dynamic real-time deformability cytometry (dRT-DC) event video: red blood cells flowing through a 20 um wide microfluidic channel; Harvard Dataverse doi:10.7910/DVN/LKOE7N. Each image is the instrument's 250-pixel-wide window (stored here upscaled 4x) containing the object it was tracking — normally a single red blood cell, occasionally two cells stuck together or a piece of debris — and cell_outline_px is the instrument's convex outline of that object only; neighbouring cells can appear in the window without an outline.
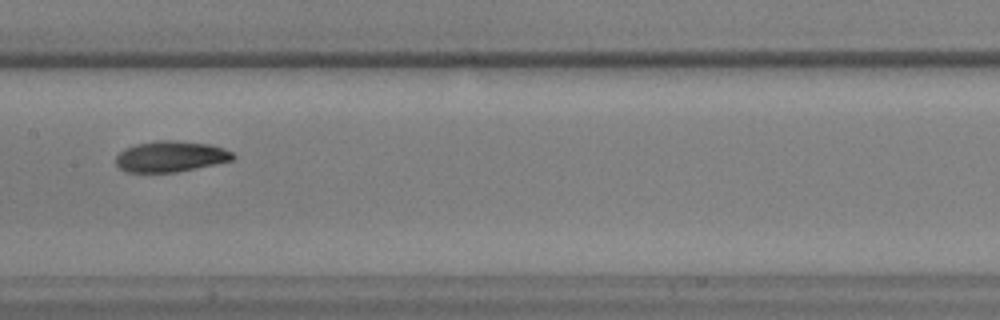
{"species": "common noctule bat (a hibernating species)", "species_latin": "Nyctalus noctula", "temperature_condition": "warm", "stored_images_in_passage": 34, "camera_frame_rate_fps": 3000, "um_per_image_px": 0.085, "animal": {"sex": "male", "body_mass_g": 17.9, "forearm_length_mm": 54.2}, "frame": {"image": 1, "passage_image": 14, "time_ms": 4.333, "image_size_px": [1000, 320], "cell_outline_px": [[236, 156], [232, 160], [216, 164], [176, 172], [128, 172], [120, 168], [116, 164], [116, 156], [124, 148], [136, 144], [156, 140], [176, 140], [208, 144], [224, 148], [232, 152]], "centroid_in_image_um": [14.5, 13.29], "position_along_channel_um": 192.9, "area_um2": 21.1}}
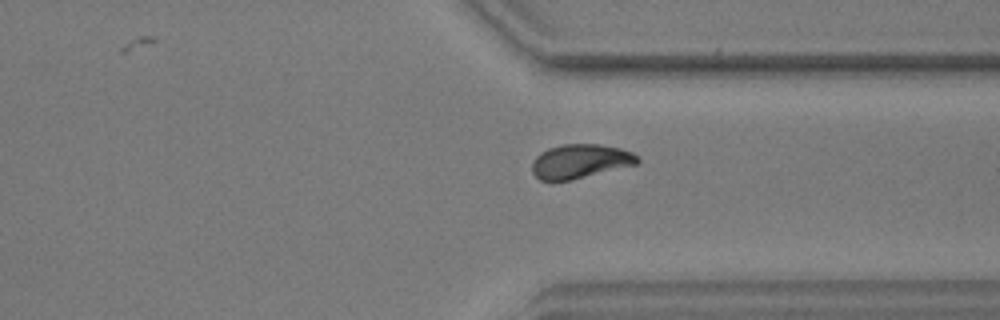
{"frame": {"image": 2, "passage_image": 26, "time_ms": 8.333, "image_size_px": [1000, 320], "cell_outline_px": [[640, 160], [636, 164], [572, 180], [540, 180], [532, 172], [532, 164], [536, 156], [540, 152], [548, 148], [564, 144], [600, 144], [620, 148], [632, 152], [640, 156]], "centroid_in_image_um": [49.33, 13.7], "position_along_channel_um": 362.1, "area_um2": 20.92}}
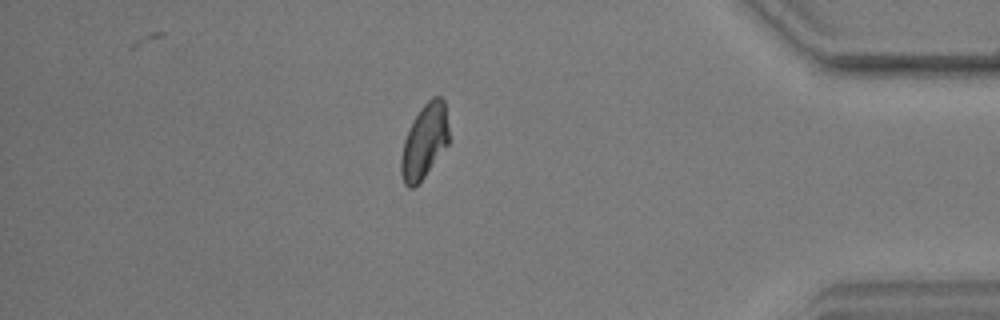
{"frame": {"image": 3, "passage_image": 31, "time_ms": 10.0, "image_size_px": [1000, 320], "cell_outline_px": [[448, 144], [424, 176], [412, 188], [408, 188], [404, 184], [400, 172], [400, 160], [404, 140], [420, 108], [432, 96], [440, 96], [444, 100], [448, 128]], "centroid_in_image_um": [36.06, 12.01], "position_along_channel_um": 399.1, "area_um2": 20.29}}